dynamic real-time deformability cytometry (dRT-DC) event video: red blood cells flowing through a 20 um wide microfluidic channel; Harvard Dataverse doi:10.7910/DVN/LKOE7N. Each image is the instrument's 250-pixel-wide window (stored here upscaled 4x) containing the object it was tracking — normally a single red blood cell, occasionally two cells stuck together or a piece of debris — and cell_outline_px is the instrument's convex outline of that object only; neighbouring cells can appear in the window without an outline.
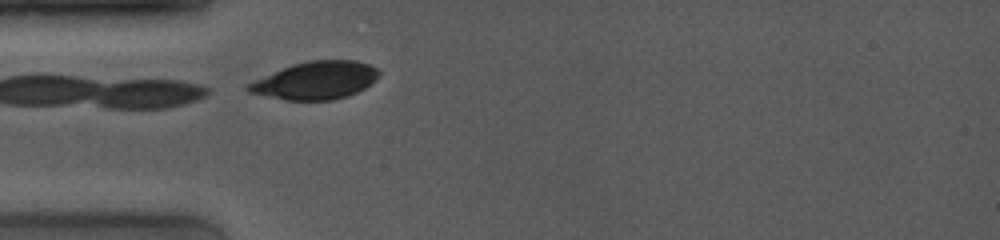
{"species": "common noctule bat (a hibernating species)", "species_latin": "Nyctalus noctula", "temperature_condition": "room temperature", "stored_images_in_passage": 20, "camera_frame_rate_fps": 4000, "um_per_image_px": 0.085, "animal": {"sex": "female", "body_mass_g": 19.0, "forearm_length_mm": 53.3}, "frame": {"image": 1, "passage_image": 1, "time_ms": 0.0, "image_size_px": [1000, 240], "cell_outline_px": [[380, 72], [376, 80], [364, 88], [348, 96], [332, 100], [284, 100], [248, 92], [244, 88], [244, 84], [292, 64], [312, 60], [356, 60], [368, 64], [376, 68]], "centroid_in_image_um": [26.8, 6.84], "position_along_channel_um": 58.2, "area_um2": 28.78}}
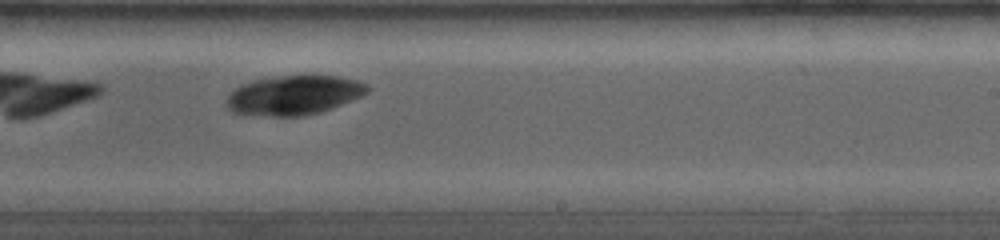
{"frame": {"image": 2, "passage_image": 17, "time_ms": 5.25, "image_size_px": [1000, 240], "cell_outline_px": [[368, 92], [360, 96], [332, 108], [320, 112], [304, 116], [272, 116], [232, 112], [224, 104], [228, 92], [240, 84], [252, 80], [276, 76], [336, 76], [356, 80], [368, 84]], "centroid_in_image_um": [24.91, 8.08], "position_along_channel_um": 264.1, "area_um2": 32.37}}